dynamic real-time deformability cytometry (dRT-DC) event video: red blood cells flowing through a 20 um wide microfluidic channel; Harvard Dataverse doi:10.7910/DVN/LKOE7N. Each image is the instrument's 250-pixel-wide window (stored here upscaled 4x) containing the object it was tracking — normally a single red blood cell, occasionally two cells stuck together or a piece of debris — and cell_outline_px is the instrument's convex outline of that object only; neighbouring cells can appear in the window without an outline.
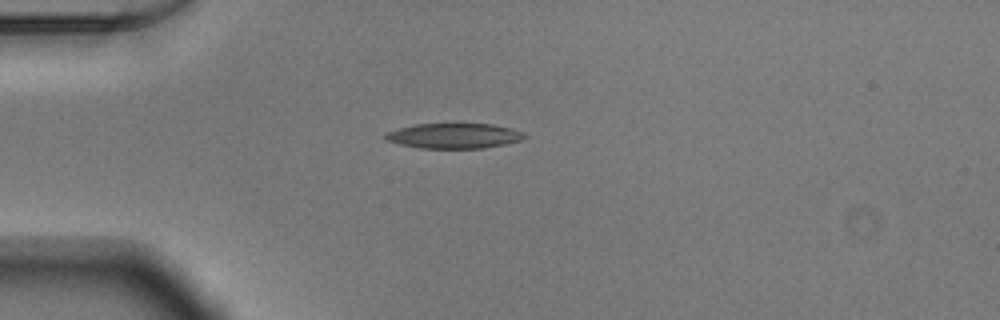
{"species": "Egyptian fruit bat (a non-hibernating species)", "species_latin": "Rousettus aegyptiacus", "temperature_condition": "warm", "stored_images_in_passage": 39, "camera_frame_rate_fps": 3000, "um_per_image_px": 0.085, "animal": {"sex": "male"}, "frame": {"image": 1, "passage_image": 1, "time_ms": 0.0, "image_size_px": [1000, 320], "cell_outline_px": [[528, 136], [520, 140], [504, 144], [484, 148], [420, 148], [400, 144], [384, 140], [384, 132], [416, 124], [492, 124], [512, 128], [524, 132]], "centroid_in_image_um": [38.59, 11.54], "position_along_channel_um": 46.4, "area_um2": 20.4}}
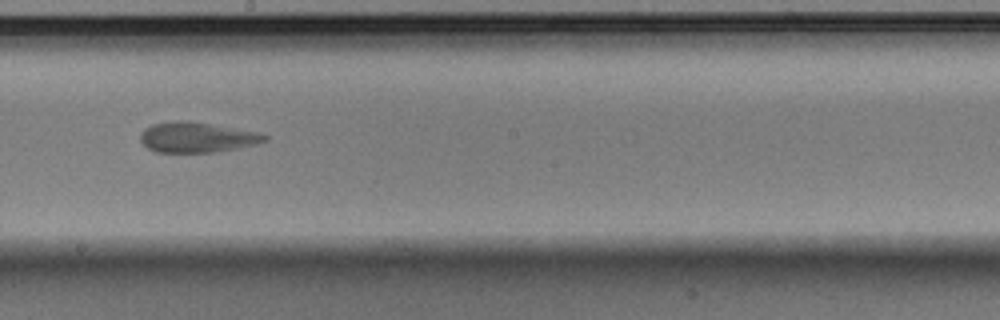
{"frame": {"image": 2, "passage_image": 17, "time_ms": 5.333, "image_size_px": [1000, 320], "cell_outline_px": [[268, 140], [256, 144], [240, 148], [220, 152], [156, 152], [148, 148], [140, 140], [140, 132], [144, 128], [152, 124], [176, 120], [188, 120], [256, 132], [268, 136]], "centroid_in_image_um": [16.72, 11.67], "position_along_channel_um": 231.5, "area_um2": 22.02}}
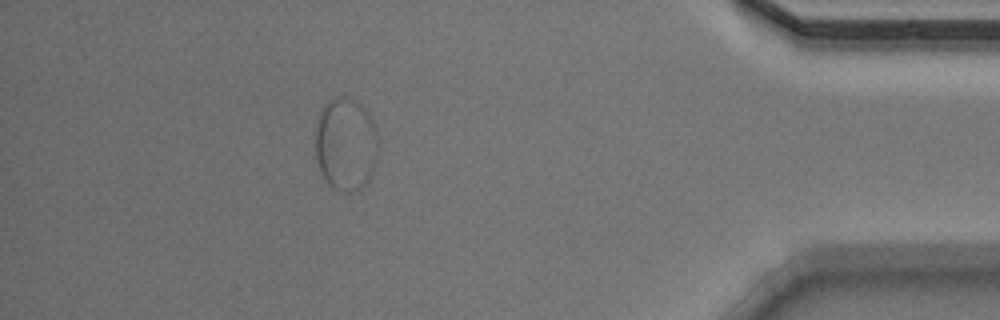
{"frame": {"image": 3, "passage_image": 34, "time_ms": 11.0, "image_size_px": [1000, 320], "cell_outline_px": [[376, 156], [372, 172], [368, 180], [364, 184], [352, 192], [344, 192], [328, 184], [320, 172], [316, 160], [316, 120], [324, 104], [328, 100], [340, 96], [344, 96], [360, 104], [368, 112], [376, 132]], "centroid_in_image_um": [29.35, 12.24], "position_along_channel_um": 405.9, "area_um2": 33.76}}